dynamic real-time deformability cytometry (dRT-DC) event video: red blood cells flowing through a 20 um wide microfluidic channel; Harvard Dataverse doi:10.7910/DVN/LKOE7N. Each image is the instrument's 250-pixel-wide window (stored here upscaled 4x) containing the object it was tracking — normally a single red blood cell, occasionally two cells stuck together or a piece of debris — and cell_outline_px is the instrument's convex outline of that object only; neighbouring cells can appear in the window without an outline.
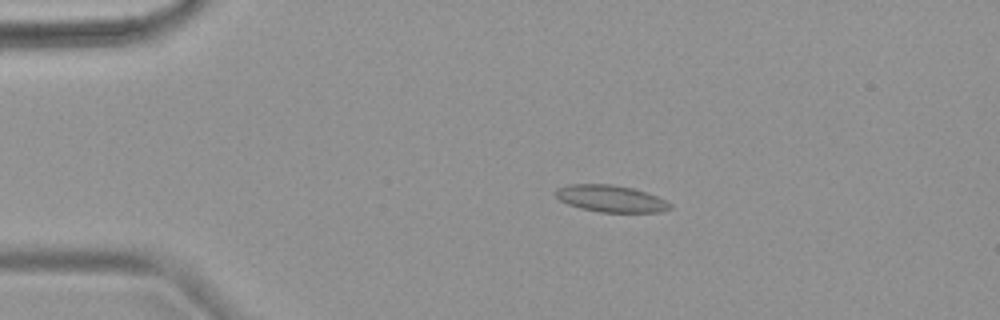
{"species": "common noctule bat (a hibernating species)", "species_latin": "Nyctalus noctula", "temperature_condition": "warm", "stored_images_in_passage": 5, "camera_frame_rate_fps": 3000, "um_per_image_px": 0.085, "animal": {"sex": "female", "body_mass_g": 18.4}, "frame": {"image": 1, "passage_image": 2, "time_ms": 1.333, "image_size_px": [1000, 320], "cell_outline_px": [[672, 208], [660, 212], [600, 212], [580, 208], [568, 204], [560, 200], [552, 192], [556, 188], [568, 184], [608, 184], [632, 188], [656, 196], [672, 204]], "centroid_in_image_um": [51.87, 16.88], "position_along_channel_um": 33.1, "area_um2": 17.86}}
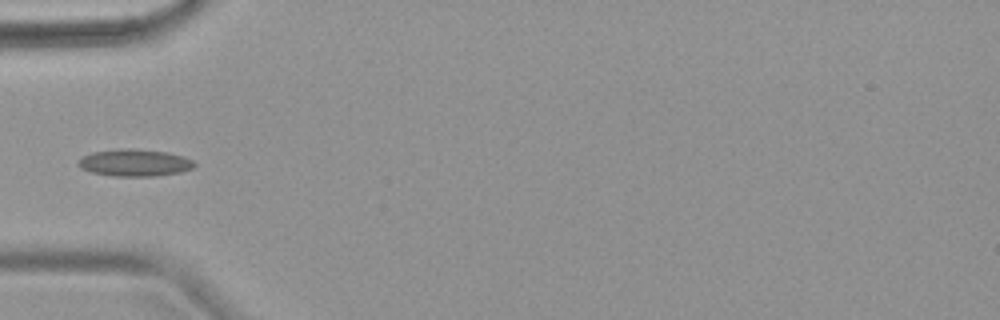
{"frame": {"image": 2, "passage_image": 4, "time_ms": 3.667, "image_size_px": [1000, 320], "cell_outline_px": [[196, 164], [192, 168], [180, 172], [156, 176], [112, 176], [92, 172], [80, 168], [76, 164], [76, 160], [92, 152], [120, 148], [132, 148], [168, 152], [184, 156], [192, 160]], "centroid_in_image_um": [11.42, 13.82], "position_along_channel_um": 73.6, "area_um2": 18.5}}
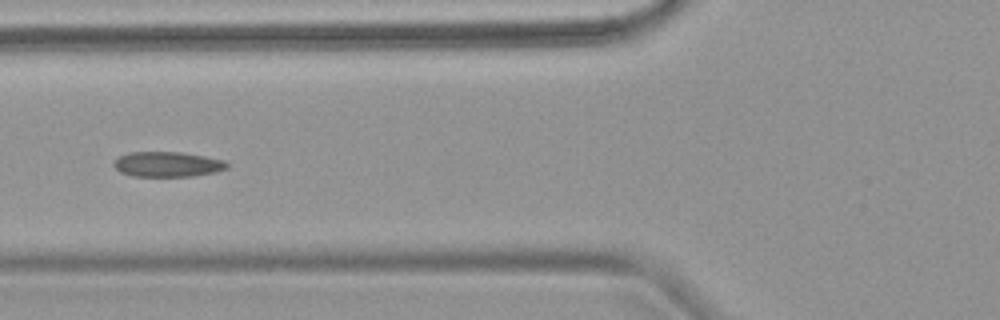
{"frame": {"image": 3, "passage_image": 5, "time_ms": 4.667, "image_size_px": [1000, 320], "cell_outline_px": [[228, 168], [216, 172], [192, 176], [132, 176], [120, 172], [112, 164], [120, 156], [128, 152], [180, 152], [204, 156], [224, 160], [228, 164]], "centroid_in_image_um": [14.24, 13.96], "position_along_channel_um": 111.6, "area_um2": 16.53}}